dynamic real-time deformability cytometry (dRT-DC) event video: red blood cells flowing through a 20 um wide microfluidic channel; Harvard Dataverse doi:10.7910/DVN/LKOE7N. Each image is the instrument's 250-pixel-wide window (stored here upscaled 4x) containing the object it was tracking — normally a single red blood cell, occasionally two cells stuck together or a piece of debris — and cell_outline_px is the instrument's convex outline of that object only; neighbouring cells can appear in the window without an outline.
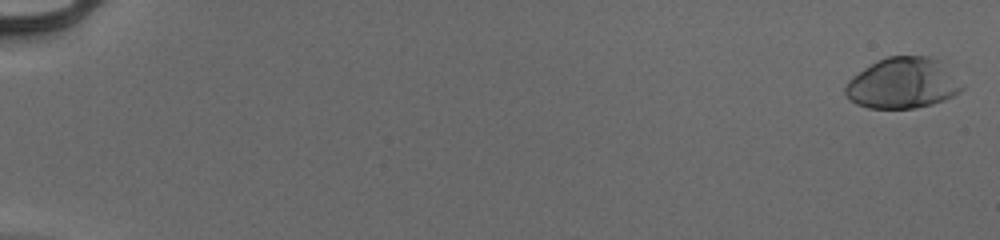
{"species": "human", "species_latin": "Homo sapiens", "temperature_condition": "cold", "stored_images_in_passage": 56, "camera_frame_rate_fps": 3000, "um_per_image_px": 0.085, "donor": {"sex": "male"}, "frame": {"image": 1, "passage_image": 2, "time_ms": 0.333, "image_size_px": [1000, 240], "cell_outline_px": [[964, 88], [960, 92], [944, 100], [932, 104], [912, 108], [868, 108], [856, 104], [844, 92], [844, 88], [848, 80], [852, 76], [876, 60], [888, 56], [928, 56], [944, 64], [964, 84]], "centroid_in_image_um": [76.73, 7.06], "position_along_channel_um": 8.3, "area_um2": 34.56}}
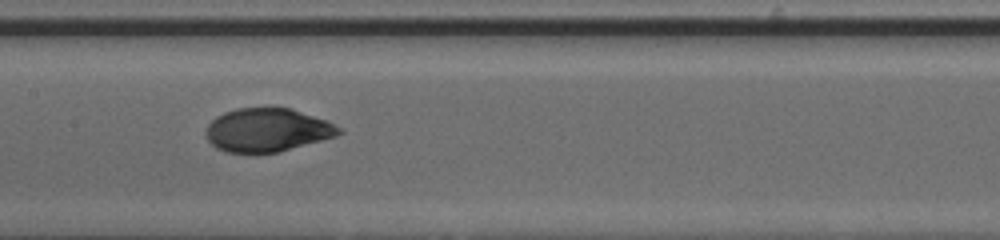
{"frame": {"image": 2, "passage_image": 31, "time_ms": 10.0, "image_size_px": [1000, 240], "cell_outline_px": [[344, 132], [336, 136], [276, 152], [228, 152], [216, 148], [208, 140], [204, 132], [208, 124], [216, 116], [224, 112], [236, 108], [288, 108], [328, 120], [340, 128]], "centroid_in_image_um": [22.7, 11.04], "position_along_channel_um": 184.7, "area_um2": 33.35}}
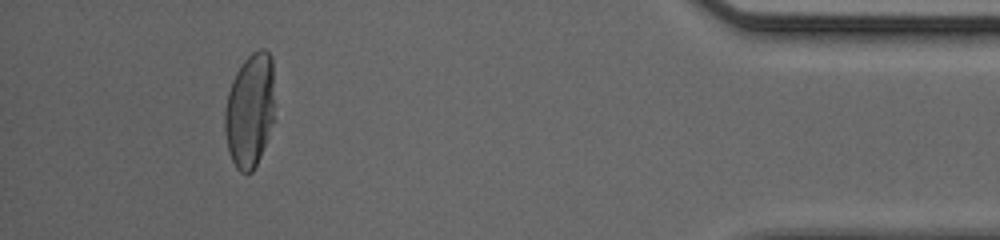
{"frame": {"image": 3, "passage_image": 52, "time_ms": 17.0, "image_size_px": [1000, 240], "cell_outline_px": [[276, 120], [260, 156], [252, 172], [240, 172], [236, 168], [228, 152], [224, 128], [224, 112], [228, 92], [232, 80], [236, 72], [244, 60], [252, 52], [260, 48], [264, 48], [272, 56]], "centroid_in_image_um": [21.27, 9.36], "position_along_channel_um": 413.9, "area_um2": 34.04}, "authors_computed_cell_mechanics": {"area_um2": 33.7552, "velocity_mm_per_s": 3.9574, "shape_relaxation_time_tau1_ms": 4.2577, "shape_relaxation_time_tau2_ms": null, "deformation_change_tau1": 0.2031, "deformation_change_tau2": null}}